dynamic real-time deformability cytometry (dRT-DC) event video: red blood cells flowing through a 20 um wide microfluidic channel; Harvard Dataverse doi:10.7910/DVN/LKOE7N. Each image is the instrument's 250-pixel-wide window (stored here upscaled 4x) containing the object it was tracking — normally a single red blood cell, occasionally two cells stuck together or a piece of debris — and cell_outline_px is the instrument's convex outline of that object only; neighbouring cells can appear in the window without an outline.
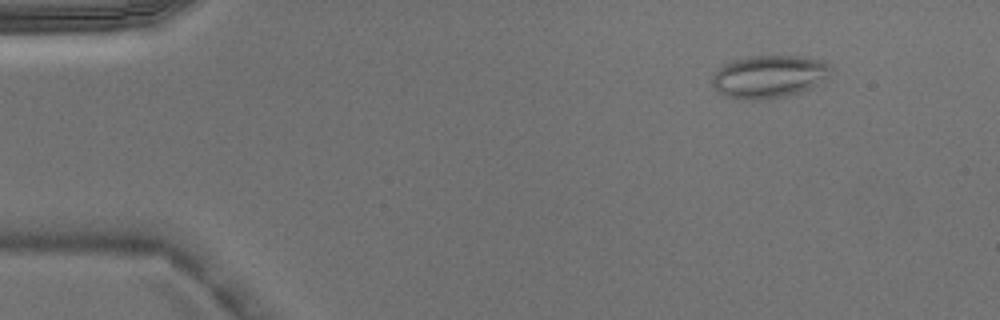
{"species": "Egyptian fruit bat (a non-hibernating species)", "species_latin": "Rousettus aegyptiacus", "temperature_condition": "warm", "stored_images_in_passage": 4, "camera_frame_rate_fps": 3000, "um_per_image_px": 0.085, "animal": {"sex": "male"}, "frame": {"image": 1, "passage_image": 2, "time_ms": 0.333, "image_size_px": [1000, 320], "cell_outline_px": [[832, 68], [828, 76], [812, 88], [804, 92], [768, 100], [740, 100], [724, 96], [712, 84], [712, 76], [724, 64], [732, 60], [748, 56], [800, 56], [824, 60], [832, 64]], "centroid_in_image_um": [65.4, 6.52], "position_along_channel_um": 19.6, "area_um2": 30.06}}